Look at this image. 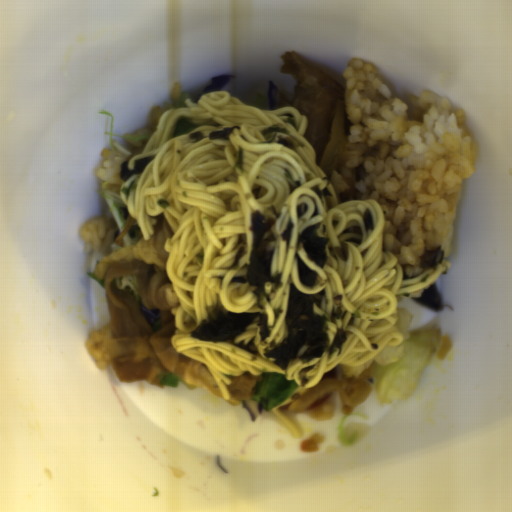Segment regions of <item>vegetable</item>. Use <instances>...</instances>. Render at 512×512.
<instances>
[{
  "instance_id": "6",
  "label": "vegetable",
  "mask_w": 512,
  "mask_h": 512,
  "mask_svg": "<svg viewBox=\"0 0 512 512\" xmlns=\"http://www.w3.org/2000/svg\"><path fill=\"white\" fill-rule=\"evenodd\" d=\"M198 128V125L193 123L188 117H179L176 121L173 131L172 138L176 136H181L191 131H195Z\"/></svg>"
},
{
  "instance_id": "7",
  "label": "vegetable",
  "mask_w": 512,
  "mask_h": 512,
  "mask_svg": "<svg viewBox=\"0 0 512 512\" xmlns=\"http://www.w3.org/2000/svg\"><path fill=\"white\" fill-rule=\"evenodd\" d=\"M181 380L180 376L173 372H167L163 376L160 377L158 383L163 387H172L177 388V384Z\"/></svg>"
},
{
  "instance_id": "4",
  "label": "vegetable",
  "mask_w": 512,
  "mask_h": 512,
  "mask_svg": "<svg viewBox=\"0 0 512 512\" xmlns=\"http://www.w3.org/2000/svg\"><path fill=\"white\" fill-rule=\"evenodd\" d=\"M116 288L120 290L129 289L136 301L141 302V283L135 274H127L113 279Z\"/></svg>"
},
{
  "instance_id": "3",
  "label": "vegetable",
  "mask_w": 512,
  "mask_h": 512,
  "mask_svg": "<svg viewBox=\"0 0 512 512\" xmlns=\"http://www.w3.org/2000/svg\"><path fill=\"white\" fill-rule=\"evenodd\" d=\"M300 386L293 380H287L282 373L263 371L250 400L257 401L266 411L272 410L291 398Z\"/></svg>"
},
{
  "instance_id": "5",
  "label": "vegetable",
  "mask_w": 512,
  "mask_h": 512,
  "mask_svg": "<svg viewBox=\"0 0 512 512\" xmlns=\"http://www.w3.org/2000/svg\"><path fill=\"white\" fill-rule=\"evenodd\" d=\"M102 114H106L108 116H110V122H111V127L109 129V131H105V134H108L109 136V147L112 151V153H117L119 154L120 156H122L124 162H129L131 160L132 157H135V156H138V155H134V154H131L129 151H127L126 149H124L123 147H121L120 145H118L115 140H114V137L116 134H114V119H113V115L105 110L102 109Z\"/></svg>"
},
{
  "instance_id": "1",
  "label": "vegetable",
  "mask_w": 512,
  "mask_h": 512,
  "mask_svg": "<svg viewBox=\"0 0 512 512\" xmlns=\"http://www.w3.org/2000/svg\"><path fill=\"white\" fill-rule=\"evenodd\" d=\"M409 333L399 359L385 365L373 362L367 367V379L374 385L380 404L407 399L414 392L443 336L442 328L435 324Z\"/></svg>"
},
{
  "instance_id": "2",
  "label": "vegetable",
  "mask_w": 512,
  "mask_h": 512,
  "mask_svg": "<svg viewBox=\"0 0 512 512\" xmlns=\"http://www.w3.org/2000/svg\"><path fill=\"white\" fill-rule=\"evenodd\" d=\"M100 186L111 212L109 224L115 233L109 251L106 253L108 256L125 247L136 245L143 234L136 218L130 214L122 200L121 190H113L103 180Z\"/></svg>"
}]
</instances>
